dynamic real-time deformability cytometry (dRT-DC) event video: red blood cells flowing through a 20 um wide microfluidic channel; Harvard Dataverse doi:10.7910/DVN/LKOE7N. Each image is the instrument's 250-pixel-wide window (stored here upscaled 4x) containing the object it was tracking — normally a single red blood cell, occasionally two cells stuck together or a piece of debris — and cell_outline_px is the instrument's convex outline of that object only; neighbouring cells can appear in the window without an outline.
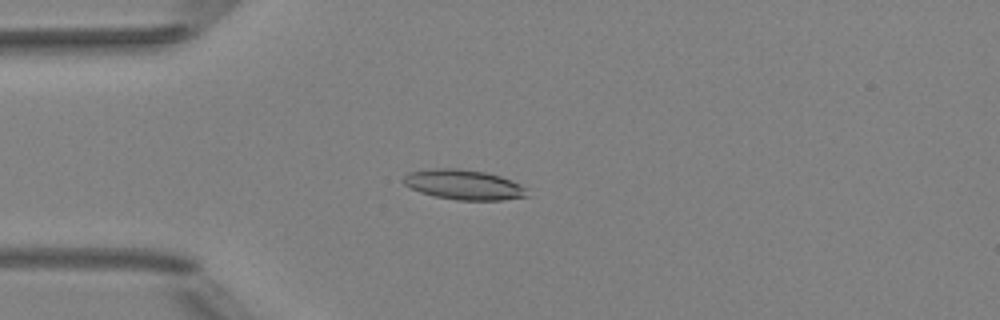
{"species": "Egyptian fruit bat (a non-hibernating species)", "species_latin": "Rousettus aegyptiacus", "temperature_condition": "room temperature", "stored_images_in_passage": 4, "camera_frame_rate_fps": 3000, "um_per_image_px": 0.085, "animal": {"sex": "female"}, "frame": {"image": 1, "passage_image": 4, "time_ms": 3.333, "image_size_px": [1000, 320], "cell_outline_px": [[528, 196], [500, 200], [456, 200], [436, 196], [420, 192], [404, 184], [404, 176], [408, 172], [436, 168], [460, 168], [484, 172], [500, 176], [512, 180], [520, 184], [524, 188]], "centroid_in_image_um": [39.41, 15.69], "position_along_channel_um": 45.6, "area_um2": 21.39}}